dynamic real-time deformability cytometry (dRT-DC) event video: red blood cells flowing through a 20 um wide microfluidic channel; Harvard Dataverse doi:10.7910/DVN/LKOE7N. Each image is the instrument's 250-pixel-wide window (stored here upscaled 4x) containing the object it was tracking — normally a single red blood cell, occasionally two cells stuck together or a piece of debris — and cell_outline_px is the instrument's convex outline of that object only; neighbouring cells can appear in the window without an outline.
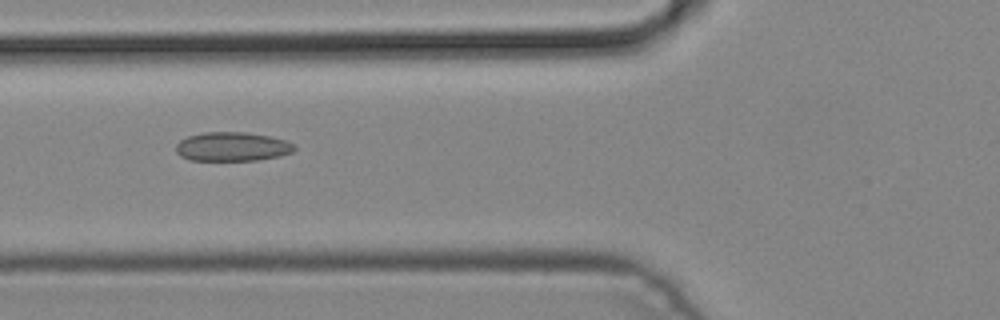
{"species": "common noctule bat (a hibernating species)", "species_latin": "Nyctalus noctula", "temperature_condition": "cold", "stored_images_in_passage": 5, "camera_frame_rate_fps": 3000, "um_per_image_px": 0.085, "animal": {"sex": "male", "body_mass_g": 19.2, "forearm_length_mm": 51.8}, "frame": {"image": 1, "passage_image": 5, "time_ms": 1.333, "image_size_px": [1000, 320], "cell_outline_px": [[296, 148], [292, 152], [280, 156], [256, 160], [188, 160], [180, 156], [176, 152], [176, 144], [180, 140], [188, 136], [204, 132], [244, 132], [268, 136], [284, 140], [292, 144]], "centroid_in_image_um": [19.7, 12.47], "position_along_channel_um": 106.1, "area_um2": 19.94}}